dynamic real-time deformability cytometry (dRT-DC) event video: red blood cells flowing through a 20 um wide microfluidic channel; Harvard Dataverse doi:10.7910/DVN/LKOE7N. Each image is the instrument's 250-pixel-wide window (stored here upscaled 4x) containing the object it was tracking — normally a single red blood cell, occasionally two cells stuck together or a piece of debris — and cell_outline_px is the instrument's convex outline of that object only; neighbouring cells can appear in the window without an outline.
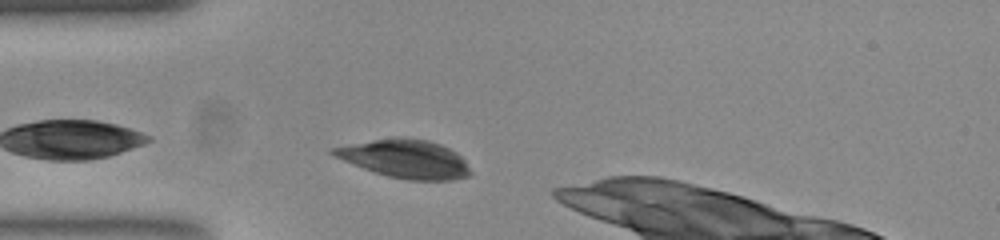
{"species": "common noctule bat (a hibernating species)", "species_latin": "Nyctalus noctula", "temperature_condition": "room temperature", "stored_images_in_passage": 32, "camera_frame_rate_fps": 3000, "um_per_image_px": 0.085, "animal": {"sex": "female", "body_mass_g": 23.0, "forearm_length_mm": 53.4}, "frame": {"image": 1, "passage_image": 3, "time_ms": 0.667, "image_size_px": [1000, 240], "cell_outline_px": [[472, 172], [468, 176], [452, 180], [408, 180], [388, 176], [364, 168], [344, 160], [328, 152], [332, 148], [396, 136], [428, 140], [440, 144], [456, 152], [464, 160]], "centroid_in_image_um": [34.49, 13.5], "position_along_channel_um": 50.5, "area_um2": 30.17}}
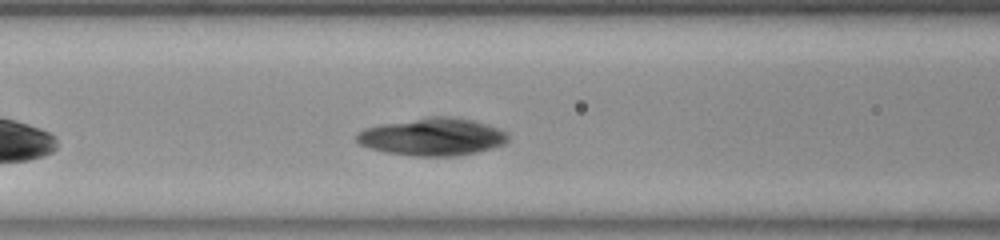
{"frame": {"image": 2, "passage_image": 10, "time_ms": 3.0, "image_size_px": [1000, 240], "cell_outline_px": [[508, 140], [504, 144], [492, 148], [476, 152], [456, 156], [416, 156], [388, 152], [372, 148], [360, 144], [356, 140], [356, 136], [364, 128], [380, 124], [428, 116], [448, 116], [472, 120], [496, 128], [504, 132], [508, 136]], "centroid_in_image_um": [36.75, 11.62], "position_along_channel_um": 129.9, "area_um2": 32.77}}
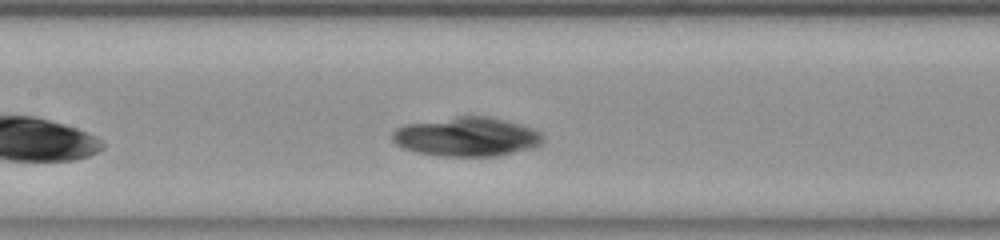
{"frame": {"image": 3, "passage_image": 13, "time_ms": 4.0, "image_size_px": [1000, 240], "cell_outline_px": [[544, 144], [532, 148], [496, 156], [440, 156], [420, 152], [404, 148], [396, 144], [392, 140], [392, 132], [396, 128], [404, 124], [456, 116], [488, 116], [508, 120], [532, 128], [540, 132], [544, 136]], "centroid_in_image_um": [39.7, 11.61], "position_along_channel_um": 167.7, "area_um2": 34.56}}